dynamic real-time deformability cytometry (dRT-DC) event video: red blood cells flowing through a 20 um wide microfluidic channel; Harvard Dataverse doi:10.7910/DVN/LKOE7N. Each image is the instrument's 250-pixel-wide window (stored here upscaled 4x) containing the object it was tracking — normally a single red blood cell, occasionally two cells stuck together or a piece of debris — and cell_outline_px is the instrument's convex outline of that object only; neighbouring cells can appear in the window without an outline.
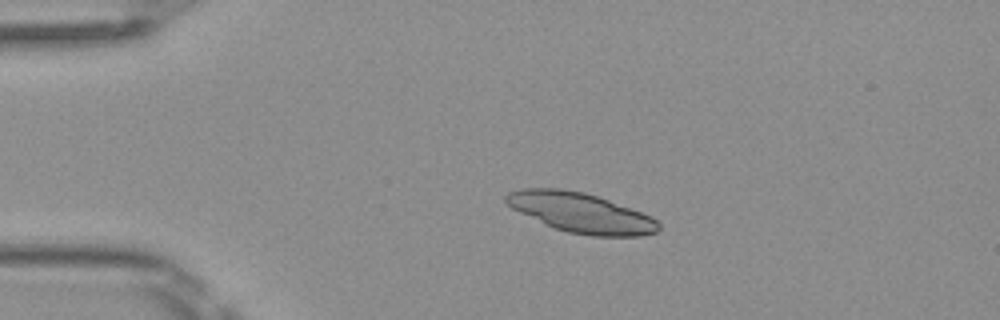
{"species": "Egyptian fruit bat (a non-hibernating species)", "species_latin": "Rousettus aegyptiacus", "temperature_condition": "room temperature", "stored_images_in_passage": 4, "camera_frame_rate_fps": 3000, "um_per_image_px": 0.085, "frame": {"image": 1, "passage_image": 3, "time_ms": 0.667, "image_size_px": [1000, 320], "cell_outline_px": [[660, 228], [656, 232], [640, 236], [592, 236], [568, 232], [556, 228], [520, 212], [512, 208], [504, 200], [504, 196], [508, 192], [520, 188], [560, 188], [584, 192], [608, 200], [652, 216], [660, 224]], "centroid_in_image_um": [49.37, 18.07], "position_along_channel_um": 35.6, "area_um2": 35.03}}